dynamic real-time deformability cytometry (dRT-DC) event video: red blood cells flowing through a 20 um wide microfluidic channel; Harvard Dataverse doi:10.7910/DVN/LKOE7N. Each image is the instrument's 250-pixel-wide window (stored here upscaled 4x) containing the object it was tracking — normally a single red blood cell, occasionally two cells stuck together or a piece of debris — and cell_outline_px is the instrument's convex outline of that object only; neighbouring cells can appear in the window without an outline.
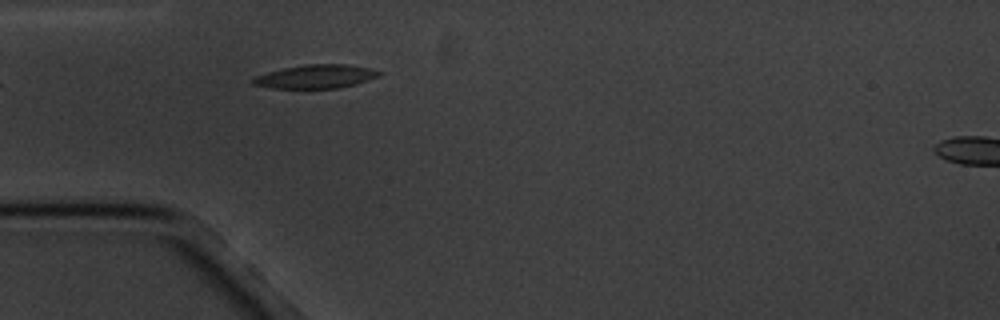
{"species": "common noctule bat (a hibernating species)", "species_latin": "Nyctalus noctula", "temperature_condition": "cold", "stored_images_in_passage": 5, "segment_of_instrument_passage": [1, 2], "camera_frame_rate_fps": 3000, "um_per_image_px": 0.085, "animal": {"sex": "male", "body_mass_g": 20.1, "forearm_length_mm": 53.5}, "frame": {"image": 1, "passage_image": 4, "time_ms": 3.667, "image_size_px": [1000, 320], "cell_outline_px": [[384, 72], [380, 76], [356, 84], [340, 88], [272, 88], [252, 84], [252, 80], [256, 76], [268, 72], [284, 68], [304, 64], [348, 64], [372, 68]], "centroid_in_image_um": [26.92, 6.5], "position_along_channel_um": 58.1, "area_um2": 17.46}}